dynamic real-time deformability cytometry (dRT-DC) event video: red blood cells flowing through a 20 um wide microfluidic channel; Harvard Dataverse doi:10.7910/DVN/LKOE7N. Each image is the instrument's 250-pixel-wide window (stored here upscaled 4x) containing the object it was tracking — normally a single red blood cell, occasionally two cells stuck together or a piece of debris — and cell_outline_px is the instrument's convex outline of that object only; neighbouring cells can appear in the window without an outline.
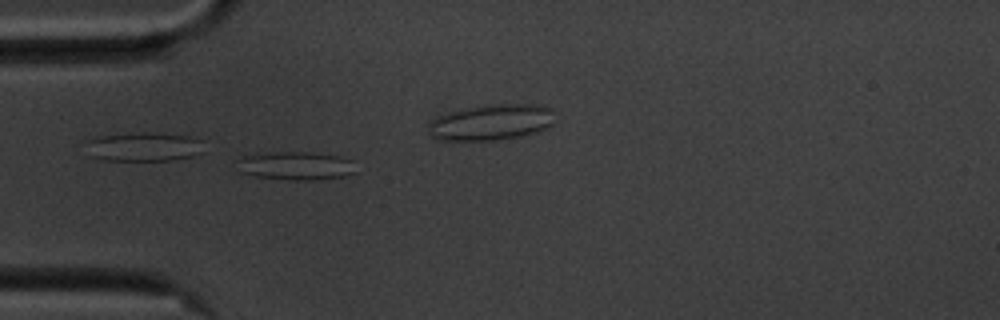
{"species": "common noctule bat (a hibernating species)", "species_latin": "Nyctalus noctula", "temperature_condition": "cold", "stored_images_in_passage": 34, "camera_frame_rate_fps": 3000, "um_per_image_px": 0.085, "animal": {"sex": "male", "body_mass_g": 20.1, "forearm_length_mm": 53.5}, "frame": {"image": 1, "passage_image": 6, "time_ms": 1.667, "image_size_px": [1000, 320], "cell_outline_px": [[356, 172], [344, 176], [320, 180], [292, 180], [256, 176], [240, 172], [232, 160], [256, 152], [308, 152], [340, 156], [352, 160]], "centroid_in_image_um": [25.07, 14.08], "position_along_channel_um": 59.9, "area_um2": 20.11}}
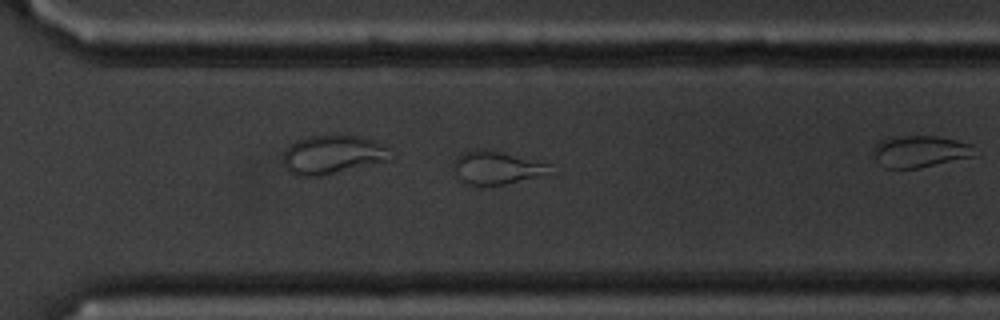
{"frame": {"image": 2, "passage_image": 29, "time_ms": 9.333, "image_size_px": [1000, 320], "cell_outline_px": [[548, 172], [536, 176], [504, 184], [480, 188], [468, 184], [460, 180], [456, 168], [456, 156], [464, 152], [476, 148], [484, 148], [504, 152], [548, 164]], "centroid_in_image_um": [42.13, 14.26], "position_along_channel_um": 328.5, "area_um2": 18.26}}
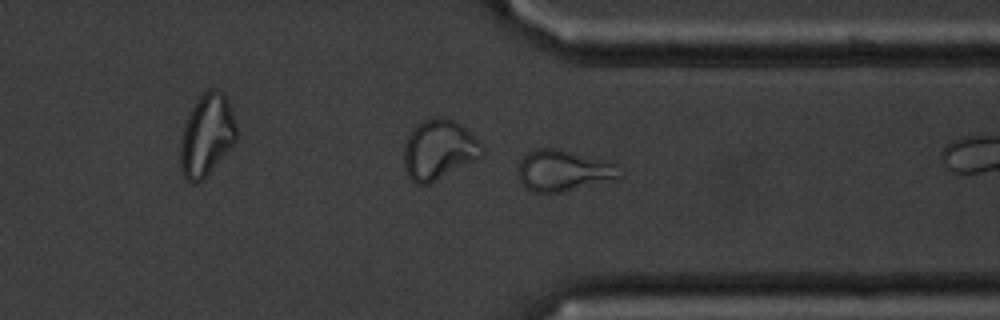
{"frame": {"image": 3, "passage_image": 32, "time_ms": 10.333, "image_size_px": [1000, 320], "cell_outline_px": [[624, 176], [560, 192], [532, 192], [520, 180], [520, 160], [532, 148], [556, 148], [616, 164]], "centroid_in_image_um": [47.87, 14.49], "position_along_channel_um": 363.5, "area_um2": 23.58}}